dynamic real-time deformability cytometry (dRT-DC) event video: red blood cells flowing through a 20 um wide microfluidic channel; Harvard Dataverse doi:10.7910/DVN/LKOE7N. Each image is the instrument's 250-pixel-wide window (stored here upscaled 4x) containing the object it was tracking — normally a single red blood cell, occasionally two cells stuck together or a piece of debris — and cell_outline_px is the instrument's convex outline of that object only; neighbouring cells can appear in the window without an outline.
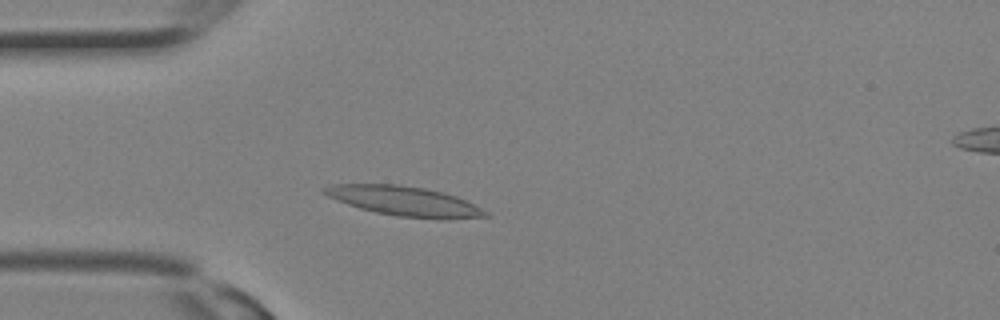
{"species": "Egyptian fruit bat (a non-hibernating species)", "species_latin": "Rousettus aegyptiacus", "temperature_condition": "room temperature", "stored_images_in_passage": 18, "camera_frame_rate_fps": 3000, "um_per_image_px": 0.085, "animal": {"sex": "female"}, "frame": {"image": 1, "passage_image": 6, "time_ms": 1.667, "image_size_px": [1000, 320], "cell_outline_px": [[492, 216], [448, 220], [444, 220], [396, 216], [376, 212], [360, 208], [348, 204], [328, 196], [320, 192], [320, 188], [332, 184], [400, 184], [424, 188], [444, 192], [456, 196], [488, 212]], "centroid_in_image_um": [34.38, 17.1], "position_along_channel_um": 50.6, "area_um2": 28.03}}
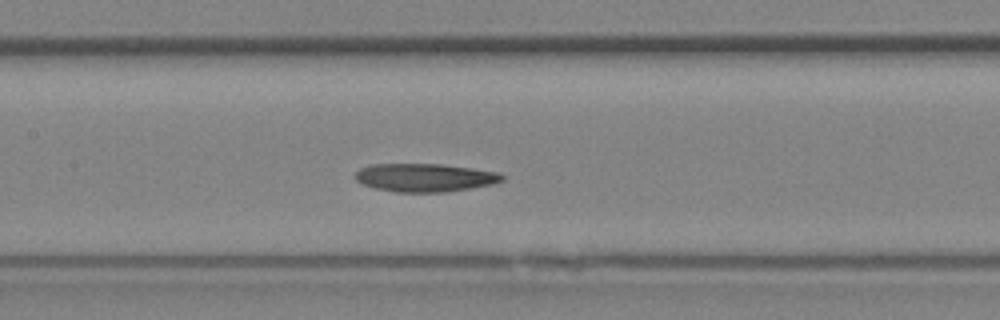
{"frame": {"image": 2, "passage_image": 12, "time_ms": 3.667, "image_size_px": [1000, 320], "cell_outline_px": [[504, 180], [492, 184], [472, 188], [448, 192], [396, 192], [376, 188], [364, 184], [356, 180], [356, 172], [360, 168], [372, 164], [440, 164], [472, 168], [496, 172], [504, 176]], "centroid_in_image_um": [36.13, 15.1], "position_along_channel_um": 171.3, "area_um2": 24.04}}
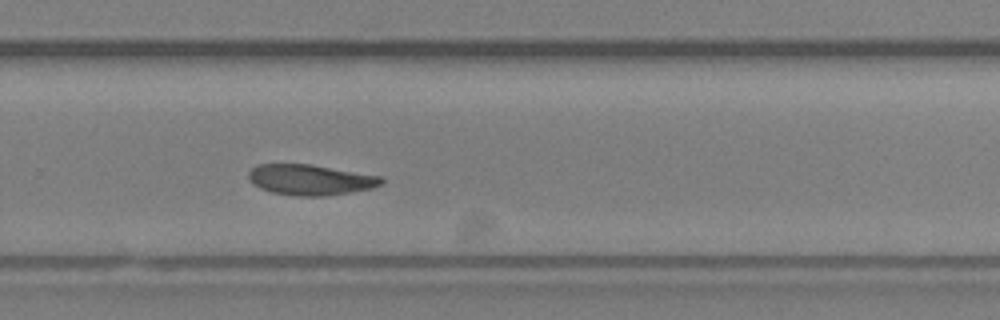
{"frame": {"image": 3, "passage_image": 18, "time_ms": 5.667, "image_size_px": [1000, 320], "cell_outline_px": [[384, 184], [372, 188], [324, 196], [296, 196], [272, 192], [260, 188], [248, 176], [248, 172], [256, 164], [308, 164], [384, 176]], "centroid_in_image_um": [26.43, 15.27], "position_along_channel_um": 303.4, "area_um2": 23.58}}